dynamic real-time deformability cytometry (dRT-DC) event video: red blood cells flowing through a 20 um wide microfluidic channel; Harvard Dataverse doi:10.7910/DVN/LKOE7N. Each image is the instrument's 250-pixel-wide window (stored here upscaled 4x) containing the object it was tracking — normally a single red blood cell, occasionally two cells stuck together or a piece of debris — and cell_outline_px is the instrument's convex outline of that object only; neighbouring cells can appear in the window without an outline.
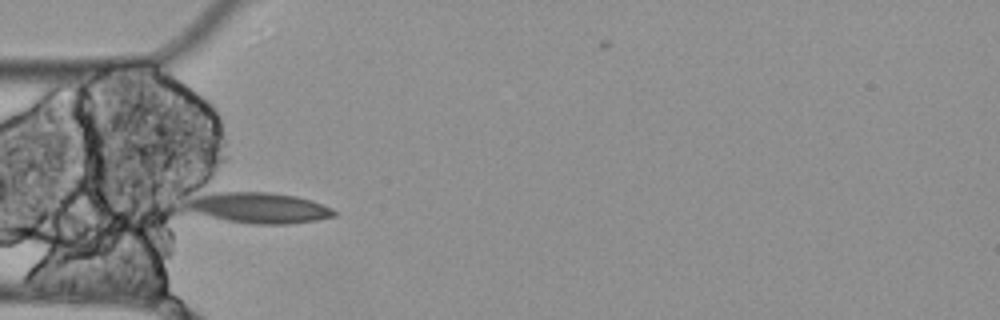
{"species": "Egyptian fruit bat (a non-hibernating species)", "species_latin": "Rousettus aegyptiacus", "temperature_condition": "cold", "stored_images_in_passage": 5, "camera_frame_rate_fps": 3000, "um_per_image_px": 0.085, "animal": {"sex": "female"}, "frame": {"image": 1, "passage_image": 5, "time_ms": 1.333, "image_size_px": [1000, 320], "cell_outline_px": [[336, 216], [316, 220], [284, 224], [252, 224], [228, 220], [180, 208], [196, 184], [268, 192], [296, 196], [312, 200], [332, 208], [336, 212]], "centroid_in_image_um": [21.61, 17.51], "position_along_channel_um": 63.4, "area_um2": 29.19}}